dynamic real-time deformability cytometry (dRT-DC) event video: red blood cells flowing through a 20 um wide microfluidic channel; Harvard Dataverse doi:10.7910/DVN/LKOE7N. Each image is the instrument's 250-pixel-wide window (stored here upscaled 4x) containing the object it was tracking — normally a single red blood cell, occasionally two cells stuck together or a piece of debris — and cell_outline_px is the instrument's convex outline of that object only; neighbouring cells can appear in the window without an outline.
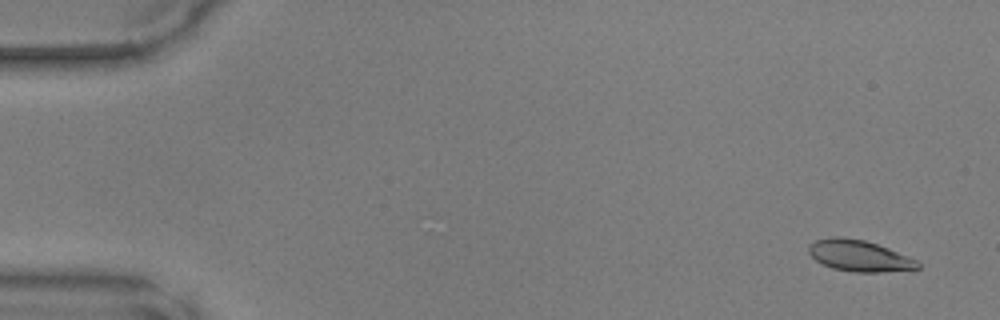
{"species": "common noctule bat (a hibernating species)", "species_latin": "Nyctalus noctula", "temperature_condition": "warm", "stored_images_in_passage": 49, "camera_frame_rate_fps": 3000, "um_per_image_px": 0.085, "animal": {"sex": "male", "body_mass_g": 17.9, "forearm_length_mm": 54.2}, "frame": {"image": 1, "passage_image": 3, "time_ms": 0.667, "image_size_px": [1000, 320], "cell_outline_px": [[920, 268], [880, 272], [852, 272], [832, 268], [816, 260], [808, 252], [808, 244], [816, 240], [832, 236], [840, 236], [864, 240], [888, 248], [908, 256], [916, 260], [920, 264]], "centroid_in_image_um": [73.0, 21.73], "position_along_channel_um": 12.0, "area_um2": 19.77}}
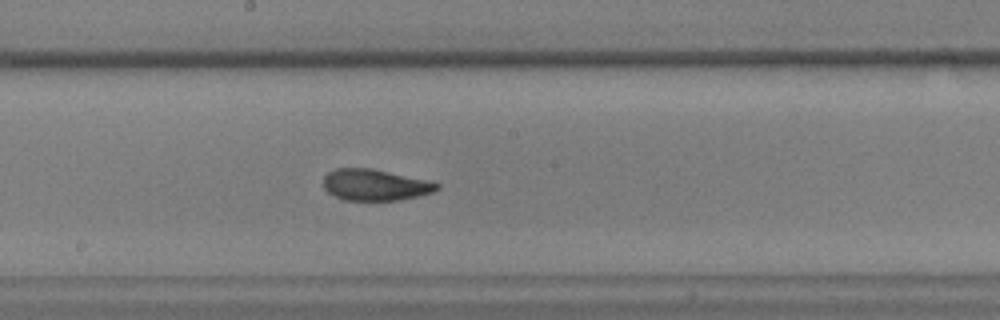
{"frame": {"image": 2, "passage_image": 27, "time_ms": 8.667, "image_size_px": [1000, 320], "cell_outline_px": [[440, 188], [432, 192], [416, 196], [396, 200], [344, 200], [328, 192], [324, 188], [324, 176], [328, 172], [336, 168], [372, 168], [424, 180], [440, 184]], "centroid_in_image_um": [31.84, 15.71], "position_along_channel_um": 216.4, "area_um2": 20.35}}
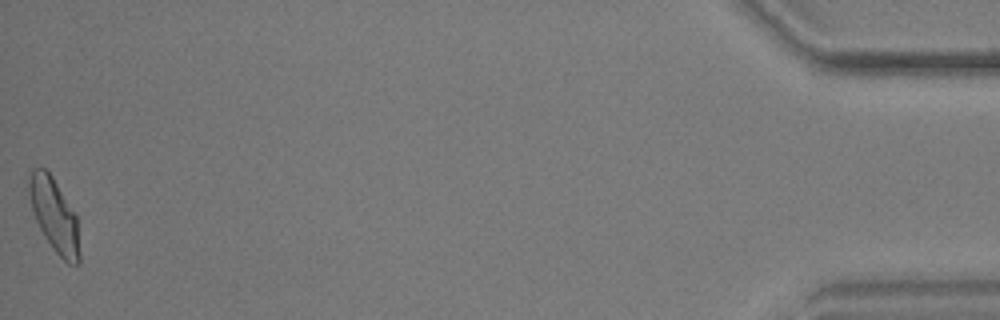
{"frame": {"image": 3, "passage_image": 49, "time_ms": 16.0, "image_size_px": [1000, 320], "cell_outline_px": [[80, 264], [68, 264], [52, 248], [44, 236], [36, 220], [32, 208], [28, 192], [28, 172], [32, 168], [44, 168], [52, 176], [76, 216], [80, 252]], "centroid_in_image_um": [4.6, 18.29], "position_along_channel_um": 430.6, "area_um2": 21.44}}